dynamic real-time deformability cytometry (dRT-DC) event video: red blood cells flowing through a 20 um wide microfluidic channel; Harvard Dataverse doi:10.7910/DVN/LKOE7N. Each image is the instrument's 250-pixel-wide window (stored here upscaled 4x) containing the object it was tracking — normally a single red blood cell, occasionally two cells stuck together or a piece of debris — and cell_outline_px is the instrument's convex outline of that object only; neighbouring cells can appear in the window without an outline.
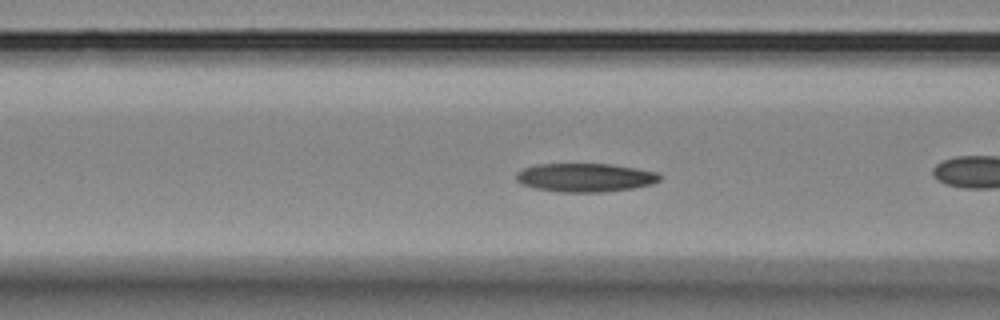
{"species": "Egyptian fruit bat (a non-hibernating species)", "species_latin": "Rousettus aegyptiacus", "temperature_condition": "room temperature", "stored_images_in_passage": 42, "camera_frame_rate_fps": 3000, "um_per_image_px": 0.085, "animal": {"sex": "female"}, "frame": {"image": 1, "passage_image": 7, "time_ms": 2.0, "image_size_px": [1000, 320], "cell_outline_px": [[660, 180], [652, 184], [632, 188], [604, 192], [560, 192], [532, 188], [520, 184], [516, 180], [516, 172], [524, 168], [536, 164], [612, 164], [636, 168], [656, 172], [660, 176]], "centroid_in_image_um": [49.69, 15.09], "position_along_channel_um": 116.9, "area_um2": 24.04}}
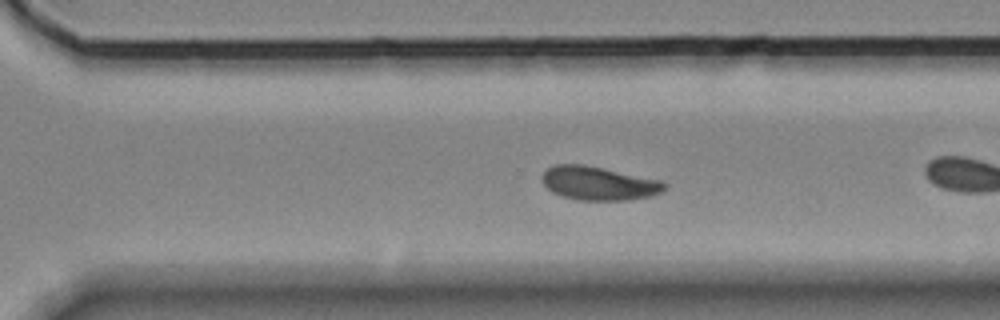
{"frame": {"image": 2, "passage_image": 24, "time_ms": 7.667, "image_size_px": [1000, 320], "cell_outline_px": [[668, 184], [660, 192], [648, 196], [628, 200], [576, 200], [560, 196], [552, 192], [544, 184], [540, 176], [548, 168], [556, 164], [584, 164], [664, 180]], "centroid_in_image_um": [50.88, 15.57], "position_along_channel_um": 319.7, "area_um2": 24.22}}
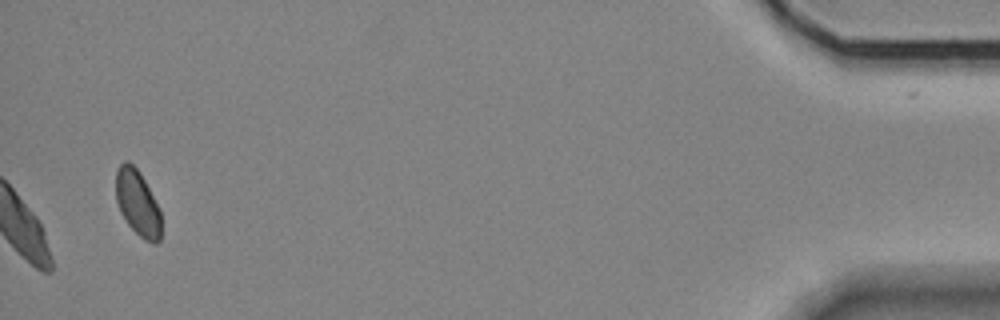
{"frame": {"image": 3, "passage_image": 42, "time_ms": 13.667, "image_size_px": [1000, 320], "cell_outline_px": [[160, 240], [156, 244], [152, 244], [144, 240], [128, 224], [120, 212], [116, 200], [116, 168], [124, 160], [128, 160], [140, 172], [160, 212]], "centroid_in_image_um": [11.67, 17.25], "position_along_channel_um": 423.5, "area_um2": 17.17}, "authors_computed_cell_mechanics": {"area_um2": 23.698, "velocity_mm_per_s": 3.5781, "shape_relaxation_time_tau1_ms": 6.8941, "shape_relaxation_time_tau2_ms": null, "deformation_change_tau1": 0.1424, "deformation_change_tau2": null}}